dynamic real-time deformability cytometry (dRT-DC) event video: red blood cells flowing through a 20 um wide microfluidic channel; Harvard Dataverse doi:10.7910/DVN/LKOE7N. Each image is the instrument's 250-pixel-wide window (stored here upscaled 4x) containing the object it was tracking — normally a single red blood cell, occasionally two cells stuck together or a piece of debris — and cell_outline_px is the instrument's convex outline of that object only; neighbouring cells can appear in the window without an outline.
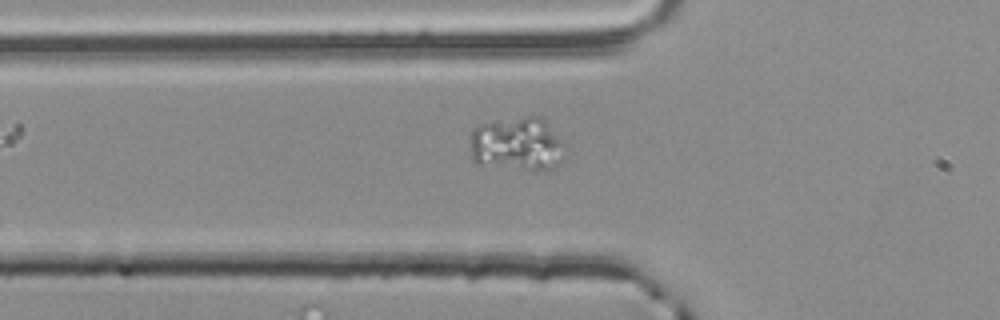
{"species": "common noctule bat (a hibernating species)", "species_latin": "Nyctalus noctula", "temperature_condition": "room temperature", "stored_images_in_passage": 4, "segment_of_instrument_passage": [3, 3], "camera_frame_rate_fps": 3000, "um_per_image_px": 0.085, "animal": {"sex": "male", "body_mass_g": 20.4}, "frame": {"image": 1, "passage_image": 4, "time_ms": 1.0, "image_size_px": [1000, 320], "cell_outline_px": [[560, 160], [552, 168], [524, 168], [476, 164], [472, 160], [472, 128], [480, 124], [528, 116], [540, 116], [548, 124], [560, 140]], "centroid_in_image_um": [43.87, 12.21], "position_along_channel_um": 81.9, "area_um2": 28.38}}